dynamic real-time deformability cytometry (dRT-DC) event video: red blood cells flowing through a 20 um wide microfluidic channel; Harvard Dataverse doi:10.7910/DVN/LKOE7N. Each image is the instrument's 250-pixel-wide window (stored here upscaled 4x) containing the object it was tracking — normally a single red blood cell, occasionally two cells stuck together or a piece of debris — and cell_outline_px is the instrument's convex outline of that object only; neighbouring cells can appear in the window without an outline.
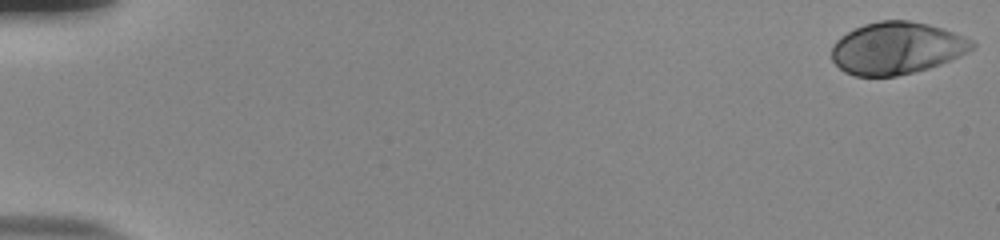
{"species": "human", "species_latin": "Homo sapiens", "temperature_condition": "room temperature", "stored_images_in_passage": 55, "camera_frame_rate_fps": 3000, "um_per_image_px": 0.085, "donor": {"sex": "male"}, "frame": {"image": 1, "passage_image": 1, "time_ms": 0.0, "image_size_px": [1000, 240], "cell_outline_px": [[976, 44], [968, 52], [960, 56], [940, 64], [928, 68], [896, 76], [856, 76], [844, 72], [832, 60], [832, 44], [840, 36], [864, 24], [880, 20], [908, 20], [928, 24], [944, 28], [964, 36], [972, 40]], "centroid_in_image_um": [76.22, 4.08], "position_along_channel_um": 8.8, "area_um2": 42.71}}
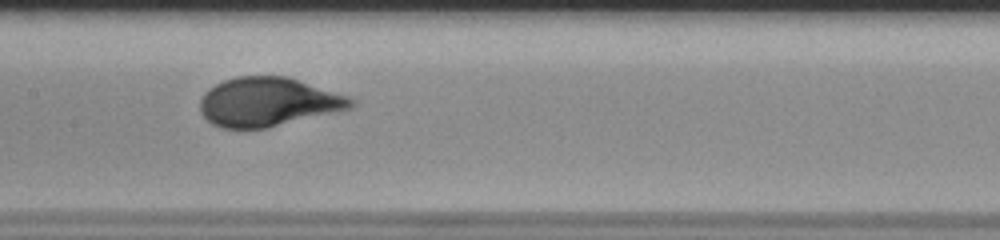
{"frame": {"image": 2, "passage_image": 29, "time_ms": 9.333, "image_size_px": [1000, 240], "cell_outline_px": [[356, 104], [352, 108], [340, 112], [268, 128], [220, 128], [212, 124], [200, 112], [200, 100], [204, 92], [208, 88], [224, 80], [236, 76], [288, 76], [348, 96], [356, 100]], "centroid_in_image_um": [22.82, 8.67], "position_along_channel_um": 184.6, "area_um2": 43.58}}
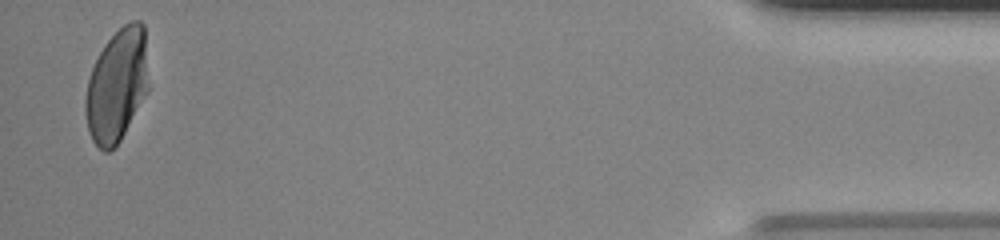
{"frame": {"image": 3, "passage_image": 54, "time_ms": 17.667, "image_size_px": [1000, 240], "cell_outline_px": [[148, 92], [120, 140], [108, 152], [104, 152], [92, 140], [88, 128], [84, 112], [84, 100], [88, 80], [92, 68], [104, 44], [124, 24], [132, 20], [140, 20], [144, 24], [148, 88]], "centroid_in_image_um": [9.93, 7.26], "position_along_channel_um": 425.3, "area_um2": 41.33}, "authors_computed_cell_mechanics": {"area_um2": 42.483, "velocity_mm_per_s": 3.7753, "shape_relaxation_time_tau1_ms": 3.6664, "shape_relaxation_time_tau2_ms": null, "deformation_change_tau1": 0.1984, "deformation_change_tau2": null}}